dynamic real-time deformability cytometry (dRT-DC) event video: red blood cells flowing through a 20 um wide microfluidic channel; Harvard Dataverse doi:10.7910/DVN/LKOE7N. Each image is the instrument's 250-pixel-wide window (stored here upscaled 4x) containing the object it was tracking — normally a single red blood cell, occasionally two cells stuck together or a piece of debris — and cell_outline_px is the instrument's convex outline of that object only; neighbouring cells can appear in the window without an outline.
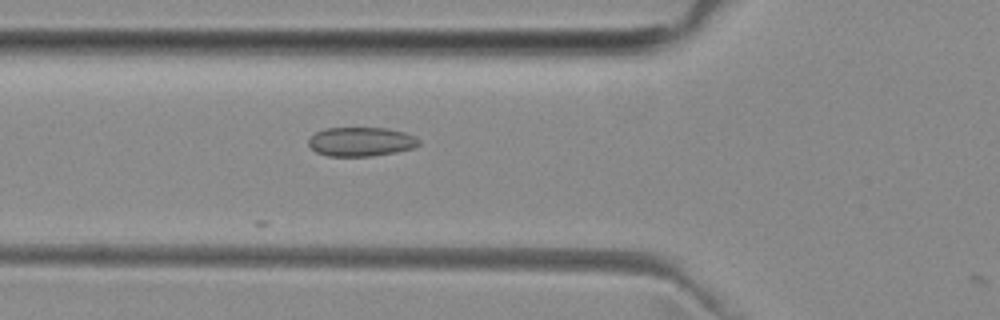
{"species": "common noctule bat (a hibernating species)", "species_latin": "Nyctalus noctula", "temperature_condition": "room temperature", "stored_images_in_passage": 2, "camera_frame_rate_fps": 3000, "um_per_image_px": 0.085, "animal": {"sex": "female", "body_mass_g": 29.2, "forearm_length_mm": 56.3}, "frame": {"image": 1, "passage_image": 2, "time_ms": 1.333, "image_size_px": [1000, 320], "cell_outline_px": [[420, 144], [412, 148], [396, 152], [372, 156], [328, 156], [316, 152], [308, 144], [308, 140], [316, 132], [324, 128], [388, 128], [404, 132], [420, 140]], "centroid_in_image_um": [30.67, 12.04], "position_along_channel_um": 95.1, "area_um2": 18.67}}